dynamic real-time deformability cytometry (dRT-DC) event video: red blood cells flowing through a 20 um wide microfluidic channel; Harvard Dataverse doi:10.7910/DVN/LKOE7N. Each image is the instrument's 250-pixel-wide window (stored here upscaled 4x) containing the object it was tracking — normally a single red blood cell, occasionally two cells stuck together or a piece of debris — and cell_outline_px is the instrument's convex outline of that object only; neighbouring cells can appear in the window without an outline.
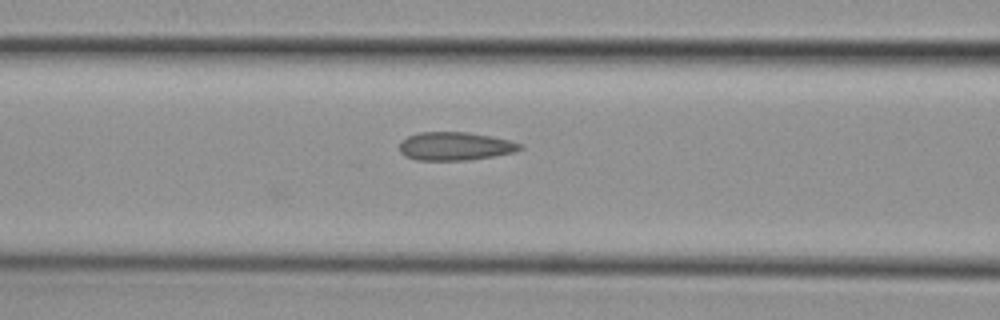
{"species": "common noctule bat (a hibernating species)", "species_latin": "Nyctalus noctula", "temperature_condition": "cold", "stored_images_in_passage": 9, "camera_frame_rate_fps": 3000, "um_per_image_px": 0.085, "animal": {"sex": "female", "body_mass_g": 29.2, "forearm_length_mm": 56.3}, "frame": {"image": 1, "passage_image": 9, "time_ms": 2.667, "image_size_px": [1000, 320], "cell_outline_px": [[524, 148], [512, 152], [492, 156], [468, 160], [416, 160], [404, 156], [400, 152], [400, 140], [408, 136], [420, 132], [468, 132], [492, 136], [524, 144]], "centroid_in_image_um": [38.67, 12.42], "position_along_channel_um": 127.9, "area_um2": 19.94}}